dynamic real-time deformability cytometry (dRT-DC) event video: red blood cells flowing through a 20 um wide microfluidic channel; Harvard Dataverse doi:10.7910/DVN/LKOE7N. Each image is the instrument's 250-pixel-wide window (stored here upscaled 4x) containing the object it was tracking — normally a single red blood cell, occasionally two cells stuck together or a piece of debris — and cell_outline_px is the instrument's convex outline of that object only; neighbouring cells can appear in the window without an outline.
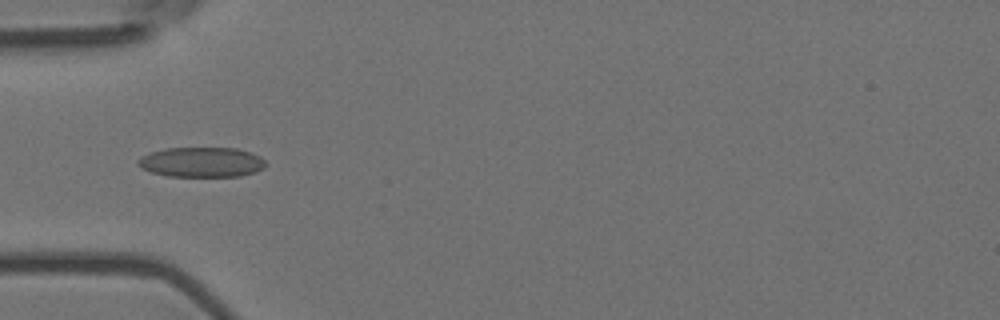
{"species": "Egyptian fruit bat (a non-hibernating species)", "species_latin": "Rousettus aegyptiacus", "temperature_condition": "room temperature", "stored_images_in_passage": 7, "camera_frame_rate_fps": 3000, "um_per_image_px": 0.085, "animal": {"sex": "female"}, "frame": {"image": 1, "passage_image": 6, "time_ms": 1.667, "image_size_px": [1000, 320], "cell_outline_px": [[268, 164], [264, 168], [256, 172], [240, 176], [168, 176], [152, 172], [140, 168], [136, 164], [136, 160], [152, 152], [164, 148], [236, 148], [252, 152], [260, 156]], "centroid_in_image_um": [17.16, 13.78], "position_along_channel_um": 67.8, "area_um2": 22.43}}
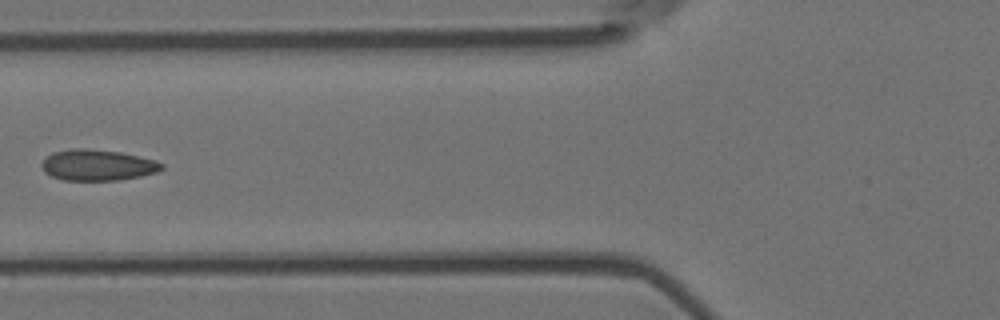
{"frame": {"image": 2, "passage_image": 7, "time_ms": 2.0, "image_size_px": [1000, 320], "cell_outline_px": [[164, 168], [156, 172], [140, 176], [120, 180], [64, 180], [52, 176], [44, 172], [40, 164], [44, 156], [52, 152], [72, 148], [88, 148], [120, 152], [156, 160], [164, 164]], "centroid_in_image_um": [8.26, 14.02], "position_along_channel_um": 117.5, "area_um2": 21.91}}